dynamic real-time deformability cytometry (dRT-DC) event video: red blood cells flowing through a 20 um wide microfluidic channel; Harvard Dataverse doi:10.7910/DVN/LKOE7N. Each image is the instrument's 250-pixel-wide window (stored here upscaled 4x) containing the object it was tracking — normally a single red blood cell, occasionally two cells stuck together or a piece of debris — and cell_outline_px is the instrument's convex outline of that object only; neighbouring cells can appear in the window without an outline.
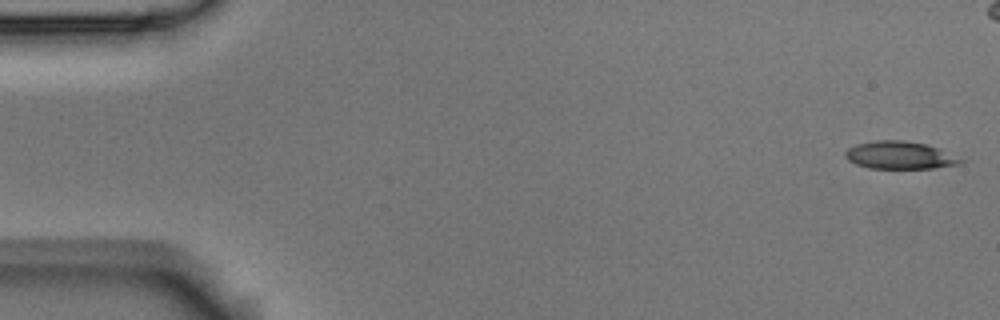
{"species": "Egyptian fruit bat (a non-hibernating species)", "species_latin": "Rousettus aegyptiacus", "temperature_condition": "room temperature", "stored_images_in_passage": 48, "camera_frame_rate_fps": 3000, "um_per_image_px": 0.085, "animal": {"sex": "male"}, "frame": {"image": 1, "passage_image": 1, "time_ms": 0.0, "image_size_px": [1000, 320], "cell_outline_px": [[964, 160], [960, 164], [936, 168], [868, 168], [856, 164], [848, 160], [844, 156], [844, 152], [848, 148], [856, 144], [876, 140], [904, 140], [928, 144], [940, 148]], "centroid_in_image_um": [76.48, 13.19], "position_along_channel_um": 8.5, "area_um2": 18.73}}
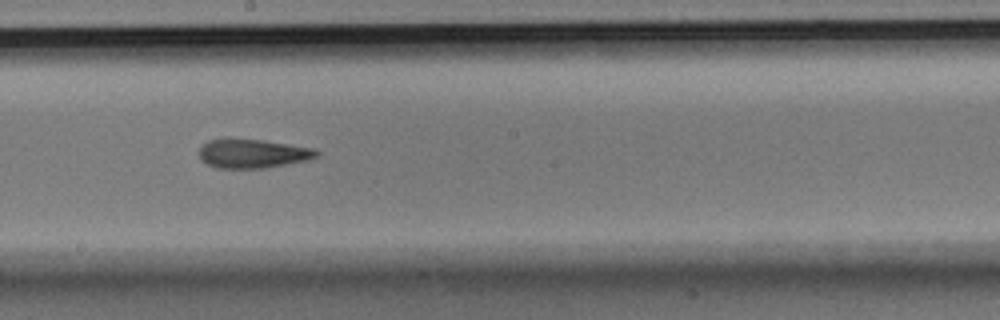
{"frame": {"image": 2, "passage_image": 30, "time_ms": 9.667, "image_size_px": [1000, 320], "cell_outline_px": [[320, 156], [308, 160], [264, 168], [216, 168], [200, 160], [200, 148], [208, 140], [224, 136], [228, 136], [260, 140], [316, 148], [320, 152]], "centroid_in_image_um": [21.47, 13.02], "position_along_channel_um": 226.7, "area_um2": 20.35}}
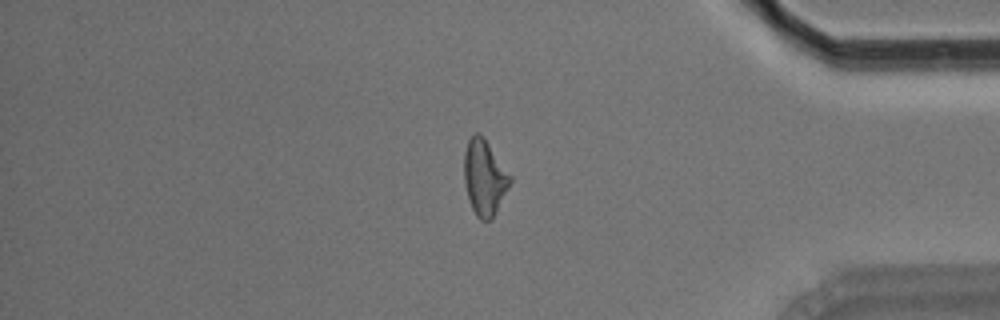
{"frame": {"image": 3, "passage_image": 46, "time_ms": 15.0, "image_size_px": [1000, 320], "cell_outline_px": [[512, 180], [492, 220], [480, 220], [476, 216], [472, 208], [468, 196], [464, 180], [464, 152], [468, 140], [472, 132], [480, 132], [484, 136], [512, 176]], "centroid_in_image_um": [41.18, 15.04], "position_along_channel_um": 394.0, "area_um2": 20.46}}